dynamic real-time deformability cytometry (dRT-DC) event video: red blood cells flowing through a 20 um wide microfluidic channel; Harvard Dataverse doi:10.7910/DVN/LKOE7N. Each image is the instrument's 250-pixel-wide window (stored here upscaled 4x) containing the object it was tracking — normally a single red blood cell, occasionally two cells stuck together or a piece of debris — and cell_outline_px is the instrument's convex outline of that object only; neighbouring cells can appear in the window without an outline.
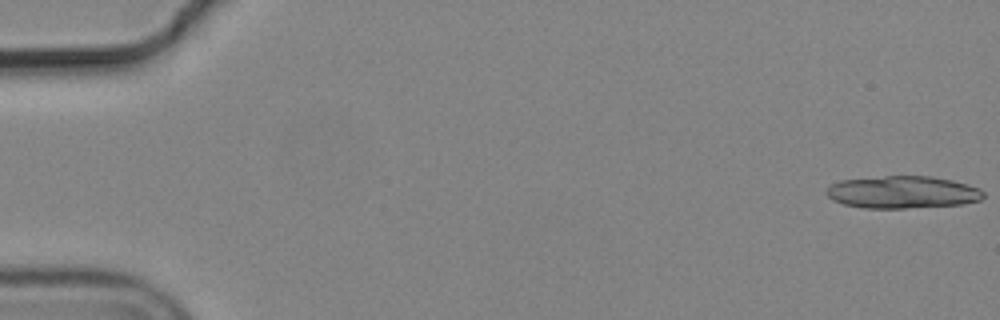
{"species": "common noctule bat (a hibernating species)", "species_latin": "Nyctalus noctula", "temperature_condition": "cold", "stored_images_in_passage": 16, "camera_frame_rate_fps": 3000, "um_per_image_px": 0.085, "animal": {"sex": "male", "body_mass_g": 19.2, "forearm_length_mm": 51.8}, "frame": {"image": 1, "passage_image": 1, "time_ms": 0.0, "image_size_px": [1000, 320], "cell_outline_px": [[984, 196], [980, 200], [964, 204], [904, 208], [864, 208], [844, 204], [832, 200], [824, 192], [832, 184], [840, 180], [884, 176], [932, 176], [952, 180], [968, 184], [980, 188], [984, 192]], "centroid_in_image_um": [76.73, 16.33], "position_along_channel_um": 8.3, "area_um2": 29.71}}